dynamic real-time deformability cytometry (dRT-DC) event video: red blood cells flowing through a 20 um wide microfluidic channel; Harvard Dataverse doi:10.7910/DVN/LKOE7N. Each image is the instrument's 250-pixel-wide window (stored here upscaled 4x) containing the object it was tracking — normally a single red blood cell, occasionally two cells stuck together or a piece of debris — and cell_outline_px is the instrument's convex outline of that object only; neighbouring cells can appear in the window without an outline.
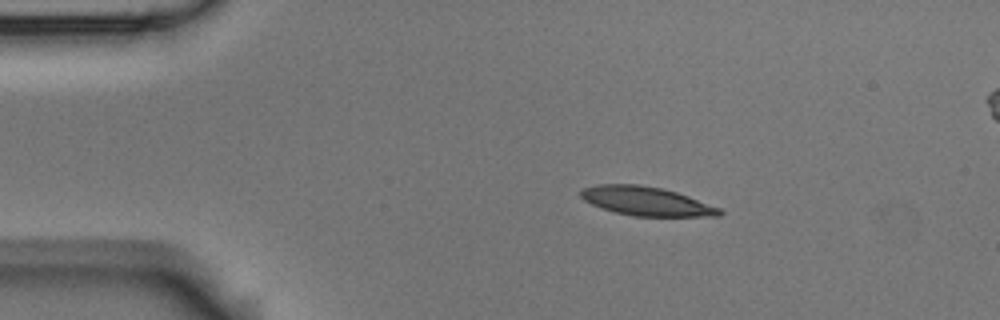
{"species": "Egyptian fruit bat (a non-hibernating species)", "species_latin": "Rousettus aegyptiacus", "temperature_condition": "room temperature", "stored_images_in_passage": 2, "camera_frame_rate_fps": 3000, "um_per_image_px": 0.085, "animal": {"sex": "male"}, "frame": {"image": 1, "passage_image": 1, "time_ms": 0.0, "image_size_px": [1000, 320], "cell_outline_px": [[724, 212], [720, 216], [632, 216], [616, 212], [592, 204], [584, 200], [580, 196], [580, 192], [584, 188], [596, 184], [640, 184], [660, 188], [676, 192], [688, 196], [720, 208]], "centroid_in_image_um": [54.94, 17.1], "position_along_channel_um": 30.1, "area_um2": 23.18}}